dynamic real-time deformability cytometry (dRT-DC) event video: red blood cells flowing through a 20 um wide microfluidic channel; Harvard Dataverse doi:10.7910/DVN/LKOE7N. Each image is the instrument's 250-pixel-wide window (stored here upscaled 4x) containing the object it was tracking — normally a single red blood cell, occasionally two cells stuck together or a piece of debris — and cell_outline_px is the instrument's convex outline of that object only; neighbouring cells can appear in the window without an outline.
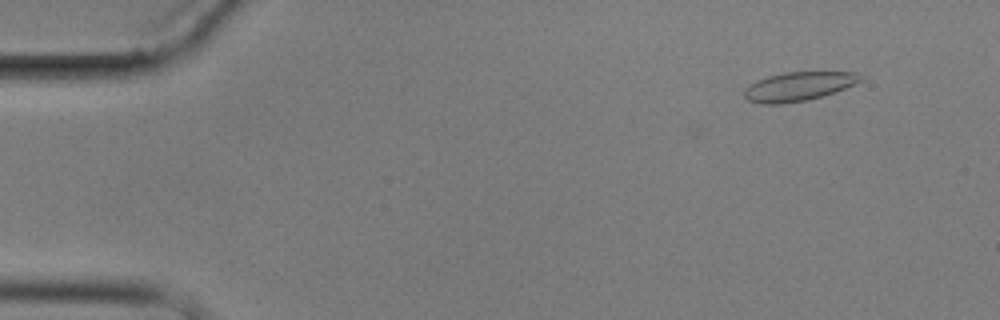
{"species": "common noctule bat (a hibernating species)", "species_latin": "Nyctalus noctula", "temperature_condition": "cold", "stored_images_in_passage": 6, "camera_frame_rate_fps": 3000, "um_per_image_px": 0.085, "animal": {"sex": "male", "body_mass_g": 17.9}, "frame": {"image": 1, "passage_image": 2, "time_ms": 1.0, "image_size_px": [1000, 320], "cell_outline_px": [[864, 80], [856, 84], [808, 100], [780, 104], [760, 104], [748, 100], [744, 96], [744, 88], [756, 80], [768, 76], [784, 72], [856, 72]], "centroid_in_image_um": [67.84, 7.34], "position_along_channel_um": 17.2, "area_um2": 19.54}}